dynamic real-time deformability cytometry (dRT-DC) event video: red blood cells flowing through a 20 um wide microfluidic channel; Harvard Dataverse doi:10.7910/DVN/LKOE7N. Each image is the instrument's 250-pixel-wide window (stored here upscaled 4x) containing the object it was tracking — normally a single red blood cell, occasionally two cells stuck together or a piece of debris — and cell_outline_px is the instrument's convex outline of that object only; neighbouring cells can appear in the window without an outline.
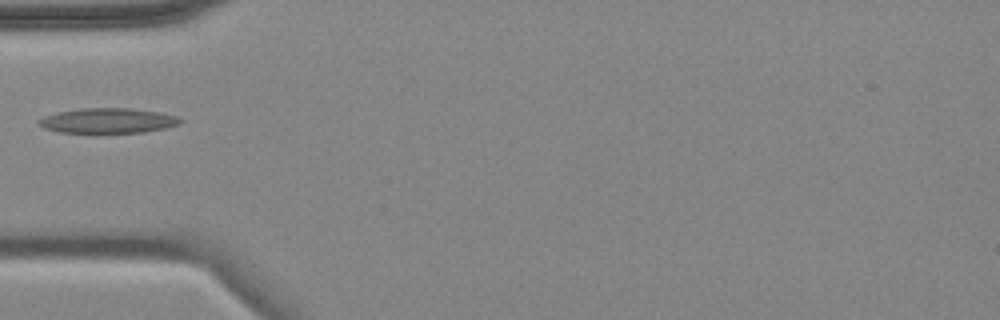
{"species": "common noctule bat (a hibernating species)", "species_latin": "Nyctalus noctula", "temperature_condition": "cold", "stored_images_in_passage": 2, "camera_frame_rate_fps": 3000, "um_per_image_px": 0.085, "animal": {"sex": "female", "body_mass_g": 18.4}, "frame": {"image": 1, "passage_image": 2, "time_ms": 1.0, "image_size_px": [1000, 320], "cell_outline_px": [[184, 120], [180, 124], [164, 128], [144, 132], [60, 132], [44, 128], [36, 124], [36, 120], [44, 116], [56, 112], [80, 108], [132, 108], [156, 112], [176, 116]], "centroid_in_image_um": [9.12, 10.25], "position_along_channel_um": 75.9, "area_um2": 20.58}}